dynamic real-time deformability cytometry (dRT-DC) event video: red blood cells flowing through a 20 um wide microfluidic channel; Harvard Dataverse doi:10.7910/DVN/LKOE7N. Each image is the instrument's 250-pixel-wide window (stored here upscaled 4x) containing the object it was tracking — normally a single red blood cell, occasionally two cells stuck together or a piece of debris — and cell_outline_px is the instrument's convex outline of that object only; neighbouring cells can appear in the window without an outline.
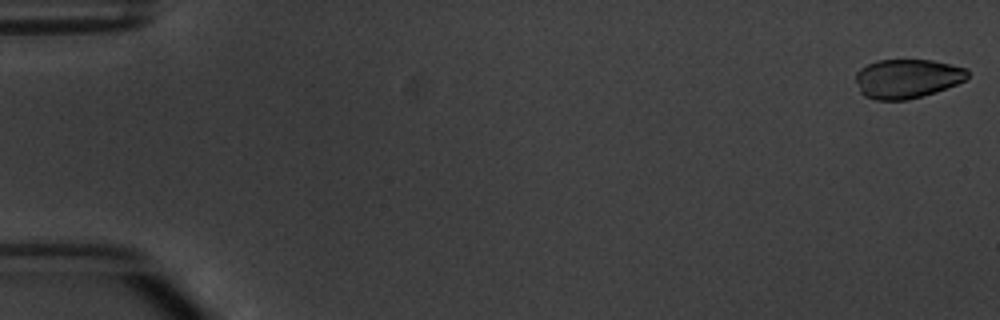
{"species": "common noctule bat (a hibernating species)", "species_latin": "Nyctalus noctula", "temperature_condition": "warm", "stored_images_in_passage": 6, "camera_frame_rate_fps": 3000, "um_per_image_px": 0.085, "animal": {"sex": "male", "body_mass_g": 20.1, "forearm_length_mm": 53.5}, "frame": {"image": 1, "passage_image": 1, "time_ms": 0.0, "image_size_px": [1000, 320], "cell_outline_px": [[968, 76], [964, 80], [956, 84], [936, 92], [908, 100], [876, 100], [864, 96], [860, 92], [856, 80], [856, 72], [860, 68], [876, 60], [932, 60], [968, 68]], "centroid_in_image_um": [77.1, 6.68], "position_along_channel_um": 7.9, "area_um2": 25.61}}
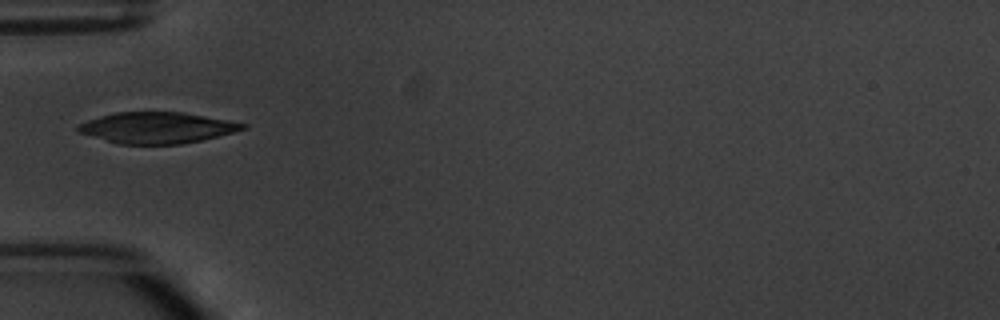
{"frame": {"image": 2, "passage_image": 5, "time_ms": 5.667, "image_size_px": [1000, 320], "cell_outline_px": [[248, 128], [200, 140], [180, 144], [120, 144], [80, 132], [76, 128], [76, 124], [100, 116], [116, 112], [180, 112], [228, 120], [248, 124]], "centroid_in_image_um": [13.34, 10.85], "position_along_channel_um": 71.7, "area_um2": 29.42}}